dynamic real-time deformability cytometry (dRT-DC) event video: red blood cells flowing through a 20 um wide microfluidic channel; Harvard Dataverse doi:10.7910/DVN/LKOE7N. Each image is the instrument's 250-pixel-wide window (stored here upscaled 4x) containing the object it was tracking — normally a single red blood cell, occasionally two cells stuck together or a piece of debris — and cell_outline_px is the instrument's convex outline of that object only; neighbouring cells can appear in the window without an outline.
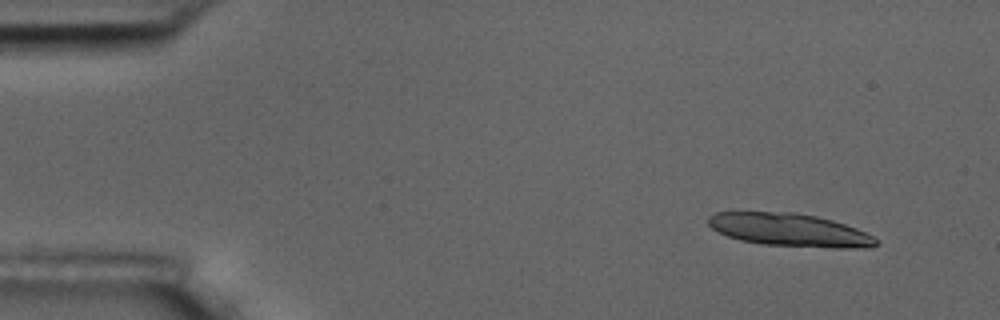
{"species": "common noctule bat (a hibernating species)", "species_latin": "Nyctalus noctula", "temperature_condition": "room temperature", "stored_images_in_passage": 8, "camera_frame_rate_fps": 3000, "um_per_image_px": 0.085, "animal": {"sex": "male", "body_mass_g": 17.5, "forearm_length_mm": 52.3}, "frame": {"image": 1, "passage_image": 1, "time_ms": 0.0, "image_size_px": [1000, 320], "cell_outline_px": [[880, 244], [868, 248], [832, 248], [764, 244], [740, 240], [728, 236], [712, 228], [708, 224], [708, 216], [716, 212], [796, 212], [816, 216], [832, 220], [856, 228], [872, 236]], "centroid_in_image_um": [67.13, 19.54], "position_along_channel_um": 17.9, "area_um2": 32.08}}
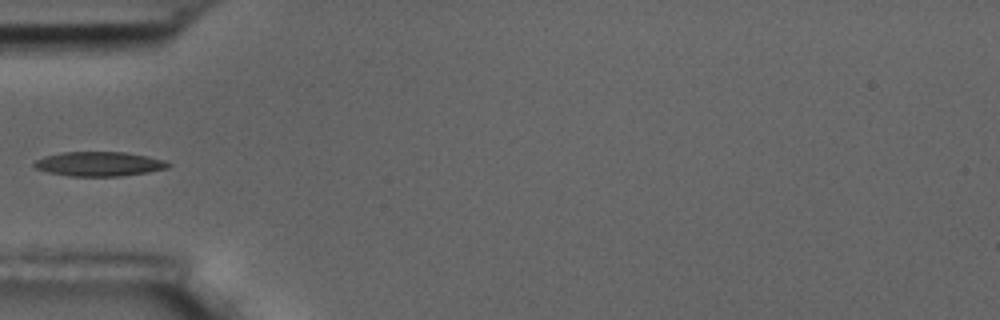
{"frame": {"image": 2, "passage_image": 5, "time_ms": 4.667, "image_size_px": [1000, 320], "cell_outline_px": [[172, 164], [168, 168], [148, 172], [120, 176], [68, 176], [48, 172], [36, 168], [32, 164], [36, 160], [44, 156], [64, 152], [124, 152], [148, 156], [164, 160]], "centroid_in_image_um": [8.44, 13.93], "position_along_channel_um": 76.6, "area_um2": 19.07}}
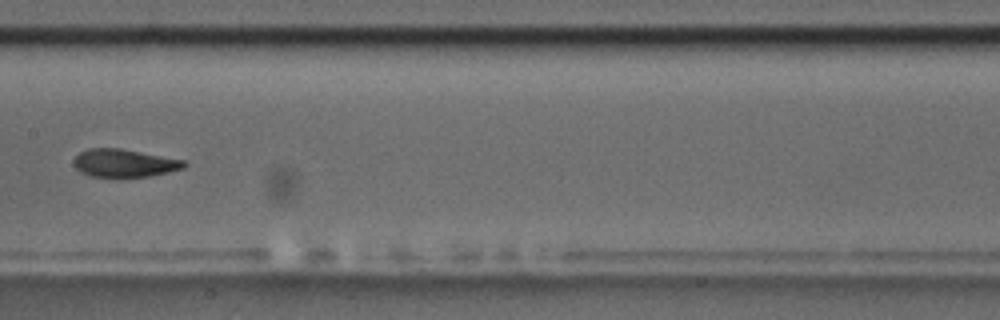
{"frame": {"image": 3, "passage_image": 8, "time_ms": 8.0, "image_size_px": [1000, 320], "cell_outline_px": [[188, 164], [184, 168], [168, 172], [148, 176], [124, 180], [116, 180], [88, 176], [80, 172], [72, 164], [72, 160], [80, 152], [88, 148], [120, 148], [184, 160]], "centroid_in_image_um": [10.51, 13.91], "position_along_channel_um": 196.9, "area_um2": 18.84}}